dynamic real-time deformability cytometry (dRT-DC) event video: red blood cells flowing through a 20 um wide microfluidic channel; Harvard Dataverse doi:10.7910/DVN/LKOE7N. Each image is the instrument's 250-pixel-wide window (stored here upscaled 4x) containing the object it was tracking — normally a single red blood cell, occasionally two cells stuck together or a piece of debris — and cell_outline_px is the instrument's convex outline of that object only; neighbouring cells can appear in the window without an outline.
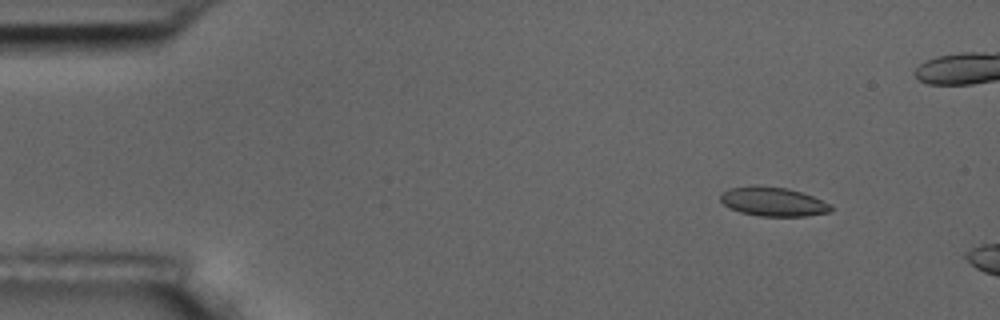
{"species": "common noctule bat (a hibernating species)", "species_latin": "Nyctalus noctula", "temperature_condition": "room temperature", "stored_images_in_passage": 3, "camera_frame_rate_fps": 3000, "um_per_image_px": 0.085, "animal": {"sex": "male", "body_mass_g": 17.5, "forearm_length_mm": 52.3}, "frame": {"image": 1, "passage_image": 1, "time_ms": 0.0, "image_size_px": [1000, 320], "cell_outline_px": [[832, 208], [828, 212], [808, 216], [760, 216], [740, 212], [724, 204], [720, 200], [720, 192], [728, 188], [756, 184], [788, 188], [812, 196], [832, 204]], "centroid_in_image_um": [65.68, 17.12], "position_along_channel_um": 19.3, "area_um2": 18.9}}